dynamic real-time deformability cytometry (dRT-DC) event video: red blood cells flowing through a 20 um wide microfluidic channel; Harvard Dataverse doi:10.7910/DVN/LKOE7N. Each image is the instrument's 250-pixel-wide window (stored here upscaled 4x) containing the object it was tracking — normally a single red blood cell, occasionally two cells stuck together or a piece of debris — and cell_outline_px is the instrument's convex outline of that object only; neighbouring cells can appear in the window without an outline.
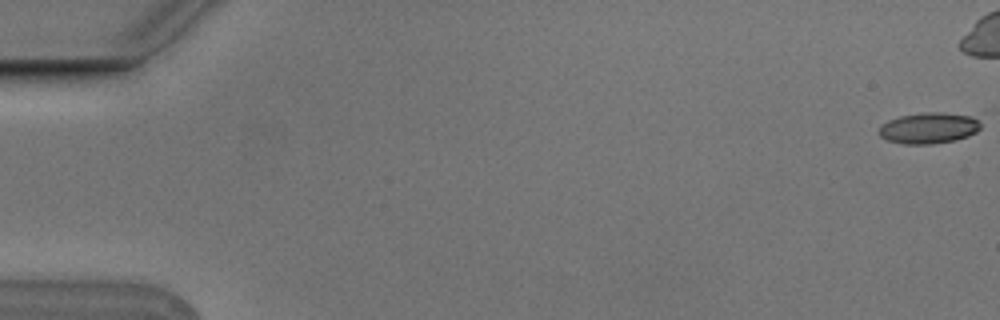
{"species": "Egyptian fruit bat (a non-hibernating species)", "species_latin": "Rousettus aegyptiacus", "temperature_condition": "cold", "stored_images_in_passage": 4, "camera_frame_rate_fps": 3000, "um_per_image_px": 0.085, "animal": {"sex": "male"}, "frame": {"image": 1, "passage_image": 1, "time_ms": 0.0, "image_size_px": [1000, 320], "cell_outline_px": [[980, 128], [976, 132], [968, 136], [956, 140], [932, 144], [904, 144], [888, 140], [880, 136], [880, 124], [888, 120], [900, 116], [924, 112], [940, 112], [980, 116]], "centroid_in_image_um": [79.0, 10.87], "position_along_channel_um": 6.0, "area_um2": 18.67}}